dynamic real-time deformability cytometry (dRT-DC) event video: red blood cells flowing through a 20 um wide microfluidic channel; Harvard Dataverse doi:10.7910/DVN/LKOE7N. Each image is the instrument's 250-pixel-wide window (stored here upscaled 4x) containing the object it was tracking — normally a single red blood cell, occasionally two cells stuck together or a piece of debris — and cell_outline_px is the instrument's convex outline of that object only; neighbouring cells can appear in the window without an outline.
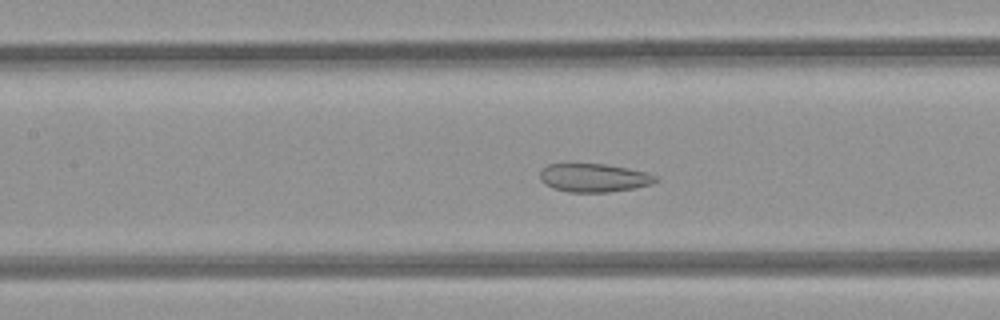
{"species": "common noctule bat (a hibernating species)", "species_latin": "Nyctalus noctula", "temperature_condition": "room temperature", "stored_images_in_passage": 51, "camera_frame_rate_fps": 3000, "um_per_image_px": 0.085, "animal": {"sex": "female", "body_mass_g": 21.9}, "frame": {"image": 1, "passage_image": 23, "time_ms": 7.333, "image_size_px": [1000, 320], "cell_outline_px": [[660, 180], [652, 184], [632, 188], [608, 192], [568, 192], [552, 188], [544, 184], [540, 180], [540, 172], [548, 164], [604, 164], [628, 168], [648, 172], [660, 176]], "centroid_in_image_um": [50.52, 15.11], "position_along_channel_um": 156.9, "area_um2": 19.31}}
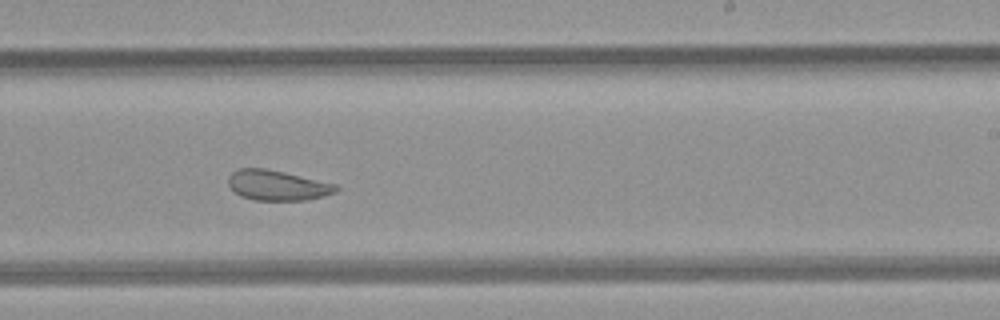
{"frame": {"image": 2, "passage_image": 31, "time_ms": 10.0, "image_size_px": [1000, 320], "cell_outline_px": [[340, 188], [336, 192], [324, 196], [308, 200], [256, 200], [240, 196], [228, 184], [228, 176], [232, 172], [240, 168], [264, 168], [284, 172], [336, 184]], "centroid_in_image_um": [23.59, 15.75], "position_along_channel_um": 265.4, "area_um2": 18.9}}
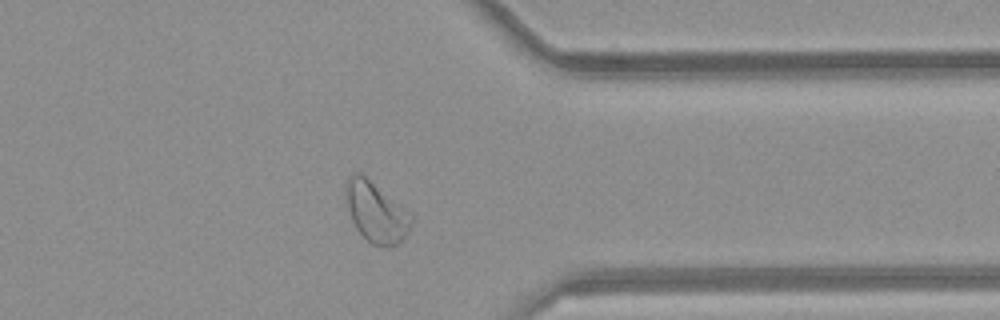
{"frame": {"image": 3, "passage_image": 40, "time_ms": 13.0, "image_size_px": [1000, 320], "cell_outline_px": [[412, 220], [408, 232], [396, 244], [388, 248], [372, 244], [356, 228], [352, 220], [348, 208], [344, 188], [344, 184], [348, 176], [352, 172], [360, 172], [412, 216]], "centroid_in_image_um": [31.9, 18.02], "position_along_channel_um": 379.5, "area_um2": 22.43}, "authors_computed_cell_mechanics": {"area_um2": 25.6632, "velocity_mm_per_s": 4.0829, "shape_relaxation_time_tau1_ms": null, "shape_relaxation_time_tau2_ms": 3.0979, "deformation_change_tau1": null, "deformation_change_tau2": 0.0925}}